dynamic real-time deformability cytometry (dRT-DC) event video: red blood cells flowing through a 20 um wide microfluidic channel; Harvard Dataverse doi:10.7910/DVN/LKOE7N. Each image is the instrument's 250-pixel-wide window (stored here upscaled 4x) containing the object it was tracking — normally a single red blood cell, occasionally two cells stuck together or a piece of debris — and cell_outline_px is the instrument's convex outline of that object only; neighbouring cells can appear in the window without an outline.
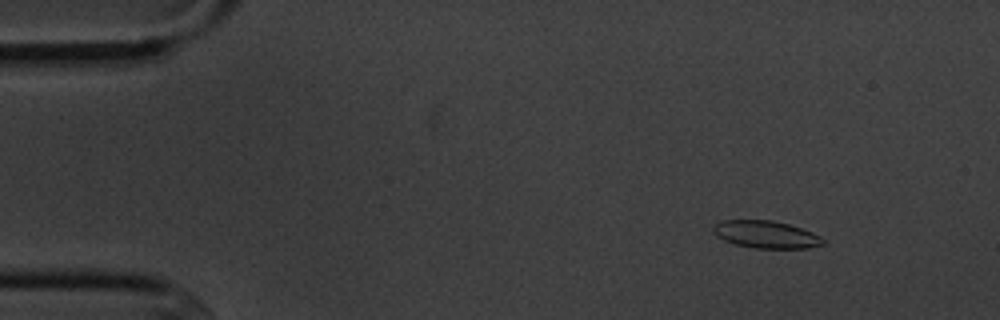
{"species": "common noctule bat (a hibernating species)", "species_latin": "Nyctalus noctula", "temperature_condition": "cold", "stored_images_in_passage": 5, "camera_frame_rate_fps": 3000, "um_per_image_px": 0.085, "animal": {"sex": "male", "body_mass_g": 20.1, "forearm_length_mm": 53.5}, "frame": {"image": 1, "passage_image": 2, "time_ms": 1.0, "image_size_px": [1000, 320], "cell_outline_px": [[824, 244], [808, 248], [756, 248], [736, 244], [724, 240], [716, 236], [712, 232], [712, 228], [720, 220], [772, 220], [788, 224], [812, 232], [820, 236], [824, 240]], "centroid_in_image_um": [65.09, 19.92], "position_along_channel_um": 19.9, "area_um2": 17.46}}
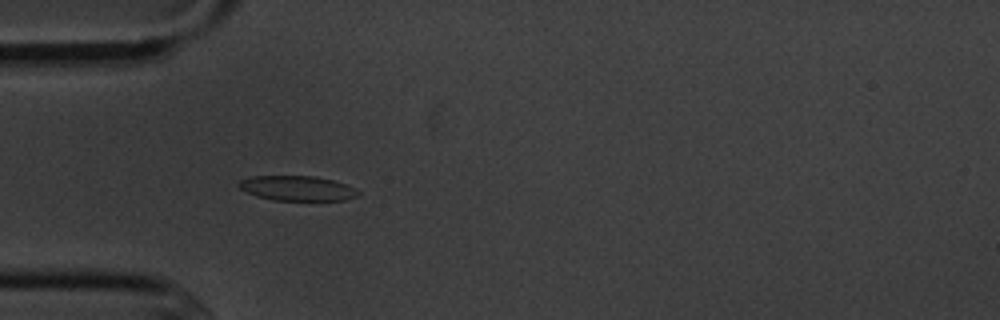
{"frame": {"image": 2, "passage_image": 5, "time_ms": 4.333, "image_size_px": [1000, 320], "cell_outline_px": [[360, 192], [356, 196], [344, 200], [276, 200], [256, 196], [240, 188], [236, 184], [240, 180], [252, 176], [316, 176], [332, 180], [356, 188]], "centroid_in_image_um": [25.25, 15.99], "position_along_channel_um": 59.7, "area_um2": 17.17}}